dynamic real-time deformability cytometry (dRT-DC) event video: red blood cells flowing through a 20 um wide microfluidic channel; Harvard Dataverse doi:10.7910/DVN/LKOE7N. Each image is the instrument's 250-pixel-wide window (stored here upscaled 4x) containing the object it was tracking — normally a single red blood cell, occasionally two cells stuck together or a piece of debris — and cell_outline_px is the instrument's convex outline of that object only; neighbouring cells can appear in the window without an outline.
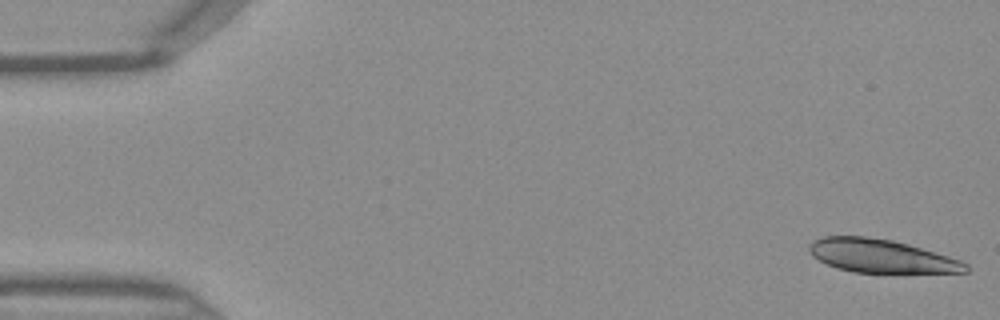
{"species": "Egyptian fruit bat (a non-hibernating species)", "species_latin": "Rousettus aegyptiacus", "temperature_condition": "warm", "stored_images_in_passage": 46, "segment_of_instrument_passage": [1, 2], "camera_frame_rate_fps": 3000, "um_per_image_px": 0.085, "frame": {"image": 1, "passage_image": 1, "time_ms": 0.0, "image_size_px": [1000, 320], "cell_outline_px": [[968, 272], [852, 272], [836, 268], [812, 256], [808, 252], [808, 244], [812, 240], [824, 236], [864, 236], [892, 240], [908, 244], [948, 256], [960, 260], [968, 264]], "centroid_in_image_um": [74.84, 21.75], "position_along_channel_um": 10.2, "area_um2": 30.23}}